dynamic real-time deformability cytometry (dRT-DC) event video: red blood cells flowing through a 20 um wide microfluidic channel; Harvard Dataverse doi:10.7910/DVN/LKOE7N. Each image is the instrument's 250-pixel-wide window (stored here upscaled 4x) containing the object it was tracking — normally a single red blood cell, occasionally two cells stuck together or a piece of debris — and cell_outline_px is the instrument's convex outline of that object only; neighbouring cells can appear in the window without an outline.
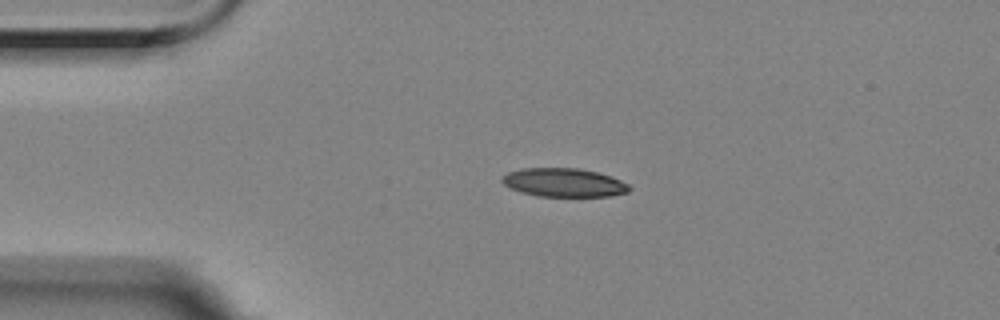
{"species": "Egyptian fruit bat (a non-hibernating species)", "species_latin": "Rousettus aegyptiacus", "temperature_condition": "room temperature", "stored_images_in_passage": 45, "camera_frame_rate_fps": 3000, "um_per_image_px": 0.085, "animal": {"sex": "female"}, "frame": {"image": 1, "passage_image": 1, "time_ms": 0.0, "image_size_px": [1000, 320], "cell_outline_px": [[632, 188], [628, 192], [612, 196], [540, 196], [520, 192], [504, 184], [500, 180], [500, 176], [508, 172], [520, 168], [580, 168], [612, 176], [628, 184]], "centroid_in_image_um": [47.92, 15.51], "position_along_channel_um": 37.1, "area_um2": 21.33}}
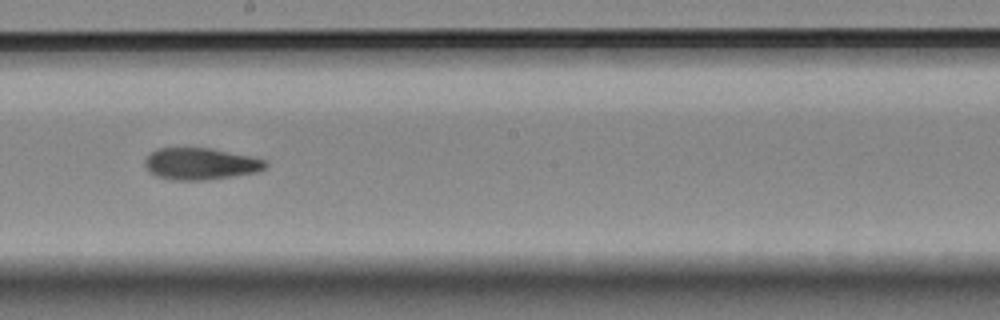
{"frame": {"image": 2, "passage_image": 20, "time_ms": 6.333, "image_size_px": [1000, 320], "cell_outline_px": [[268, 164], [264, 168], [256, 172], [204, 180], [176, 180], [160, 176], [152, 172], [144, 164], [144, 160], [156, 148], [212, 148], [252, 156], [268, 160]], "centroid_in_image_um": [17.09, 13.9], "position_along_channel_um": 231.1, "area_um2": 22.08}}
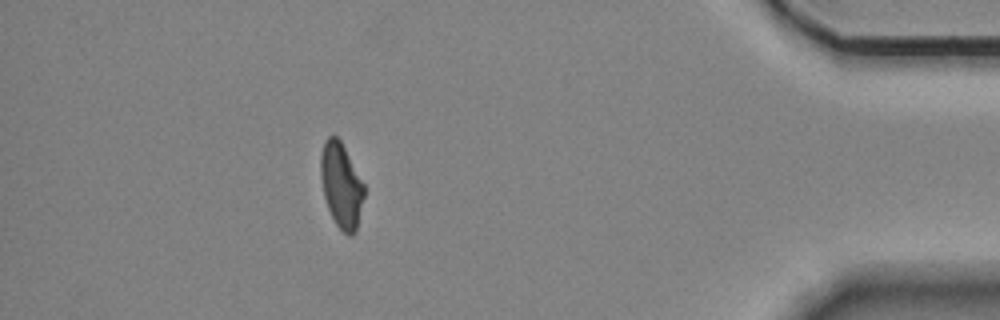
{"frame": {"image": 3, "passage_image": 39, "time_ms": 12.667, "image_size_px": [1000, 320], "cell_outline_px": [[364, 196], [356, 232], [352, 236], [348, 236], [336, 224], [328, 208], [324, 196], [320, 176], [320, 156], [324, 140], [328, 136], [336, 136], [340, 140], [364, 184]], "centroid_in_image_um": [28.99, 15.76], "position_along_channel_um": 406.2, "area_um2": 21.39}, "authors_computed_cell_mechanics": {"area_um2": 22.253, "velocity_mm_per_s": 3.5376, "shape_relaxation_time_tau1_ms": null, "shape_relaxation_time_tau2_ms": 4.1868, "deformation_change_tau1": null, "deformation_change_tau2": 0.1011}}